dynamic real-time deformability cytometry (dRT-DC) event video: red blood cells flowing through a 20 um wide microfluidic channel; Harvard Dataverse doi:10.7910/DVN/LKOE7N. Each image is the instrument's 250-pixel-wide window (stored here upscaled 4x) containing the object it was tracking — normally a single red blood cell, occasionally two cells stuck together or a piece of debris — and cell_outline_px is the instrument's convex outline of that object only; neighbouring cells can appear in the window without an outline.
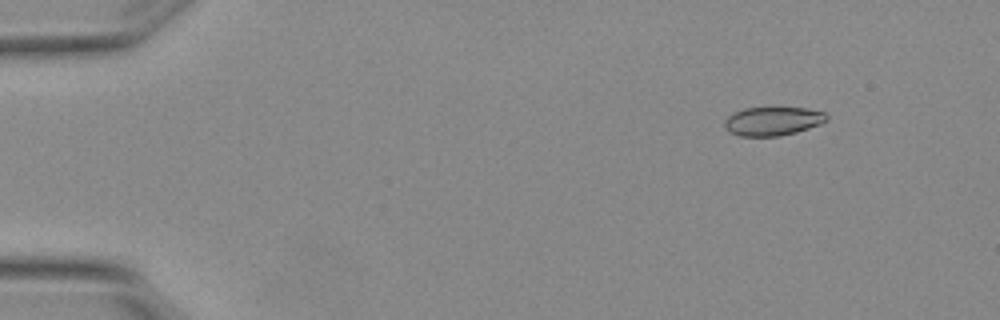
{"species": "Egyptian fruit bat (a non-hibernating species)", "species_latin": "Rousettus aegyptiacus", "temperature_condition": "warm", "stored_images_in_passage": 4, "camera_frame_rate_fps": 3000, "um_per_image_px": 0.085, "animal": {"sex": "female"}, "frame": {"image": 1, "passage_image": 1, "time_ms": 0.0, "image_size_px": [1000, 320], "cell_outline_px": [[828, 120], [820, 124], [796, 132], [780, 136], [740, 136], [728, 132], [724, 124], [724, 120], [728, 116], [744, 108], [804, 108], [824, 112], [828, 116]], "centroid_in_image_um": [65.68, 10.3], "position_along_channel_um": 19.3, "area_um2": 16.99}}